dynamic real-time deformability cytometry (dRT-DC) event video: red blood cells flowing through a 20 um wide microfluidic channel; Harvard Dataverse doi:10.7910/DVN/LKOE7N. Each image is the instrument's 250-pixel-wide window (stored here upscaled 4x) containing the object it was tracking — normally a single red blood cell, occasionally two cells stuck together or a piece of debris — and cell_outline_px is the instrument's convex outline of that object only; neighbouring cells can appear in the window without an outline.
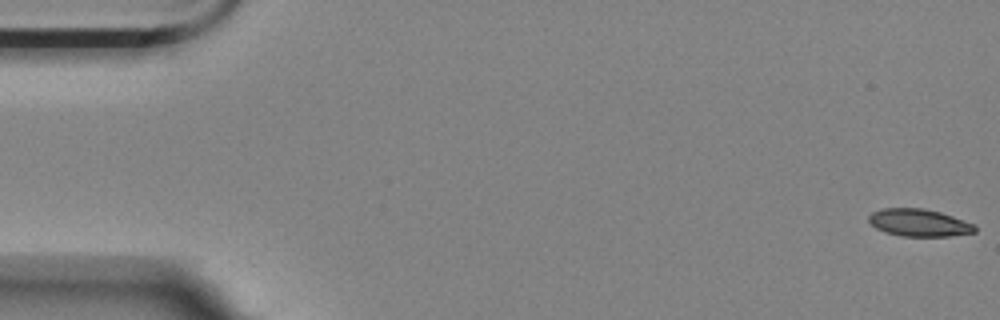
{"species": "Egyptian fruit bat (a non-hibernating species)", "species_latin": "Rousettus aegyptiacus", "temperature_condition": "room temperature", "stored_images_in_passage": 4, "camera_frame_rate_fps": 3000, "um_per_image_px": 0.085, "animal": {"sex": "female"}, "frame": {"image": 1, "passage_image": 1, "time_ms": 0.0, "image_size_px": [1000, 320], "cell_outline_px": [[976, 232], [948, 236], [900, 236], [884, 232], [876, 228], [868, 220], [868, 216], [872, 212], [884, 208], [924, 208], [940, 212], [976, 224]], "centroid_in_image_um": [78.12, 18.93], "position_along_channel_um": 6.9, "area_um2": 16.99}}